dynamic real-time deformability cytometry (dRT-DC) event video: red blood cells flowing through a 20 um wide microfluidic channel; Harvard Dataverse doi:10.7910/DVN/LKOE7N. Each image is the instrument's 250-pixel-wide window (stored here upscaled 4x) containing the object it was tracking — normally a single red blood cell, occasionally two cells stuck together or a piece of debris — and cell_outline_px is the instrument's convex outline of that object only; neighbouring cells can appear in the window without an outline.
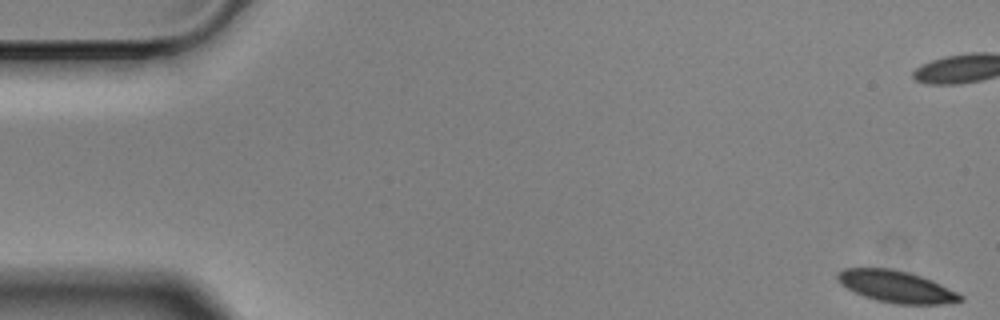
{"species": "Egyptian fruit bat (a non-hibernating species)", "species_latin": "Rousettus aegyptiacus", "temperature_condition": "cold", "stored_images_in_passage": 58, "camera_frame_rate_fps": 3000, "um_per_image_px": 0.085, "animal": {"sex": "male"}, "frame": {"image": 1, "passage_image": 1, "time_ms": 0.0, "image_size_px": [1000, 320], "cell_outline_px": [[964, 300], [944, 304], [896, 304], [876, 300], [864, 296], [840, 284], [836, 276], [844, 268], [892, 268], [908, 272], [932, 280], [964, 296]], "centroid_in_image_um": [76.2, 24.36], "position_along_channel_um": 8.8, "area_um2": 22.6}}
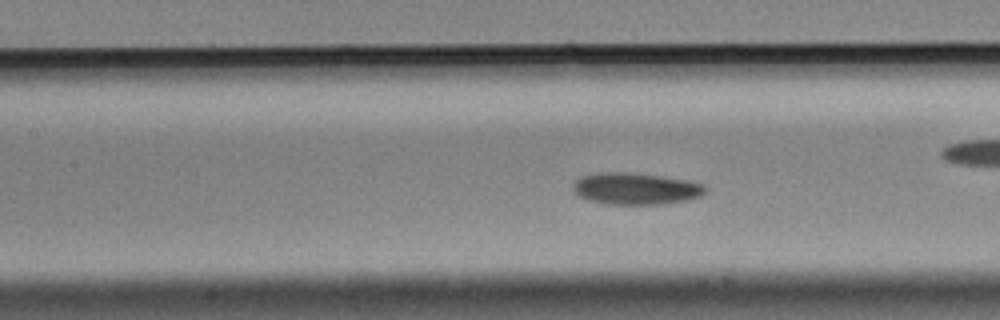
{"frame": {"image": 2, "passage_image": 25, "time_ms": 8.0, "image_size_px": [1000, 320], "cell_outline_px": [[704, 192], [700, 196], [688, 200], [664, 204], [608, 204], [588, 200], [572, 192], [572, 188], [576, 180], [580, 176], [604, 172], [624, 172], [660, 176], [688, 180], [704, 184]], "centroid_in_image_um": [54.01, 16.04], "position_along_channel_um": 153.4, "area_um2": 24.39}, "authors_computed_cell_mechanics": {"area_um2": 23.5246, "velocity_mm_per_s": 3.4611, "shape_relaxation_time_tau1_ms": 3.1684, "shape_relaxation_time_tau2_ms": null, "deformation_change_tau1": 0.083, "deformation_change_tau2": null}}